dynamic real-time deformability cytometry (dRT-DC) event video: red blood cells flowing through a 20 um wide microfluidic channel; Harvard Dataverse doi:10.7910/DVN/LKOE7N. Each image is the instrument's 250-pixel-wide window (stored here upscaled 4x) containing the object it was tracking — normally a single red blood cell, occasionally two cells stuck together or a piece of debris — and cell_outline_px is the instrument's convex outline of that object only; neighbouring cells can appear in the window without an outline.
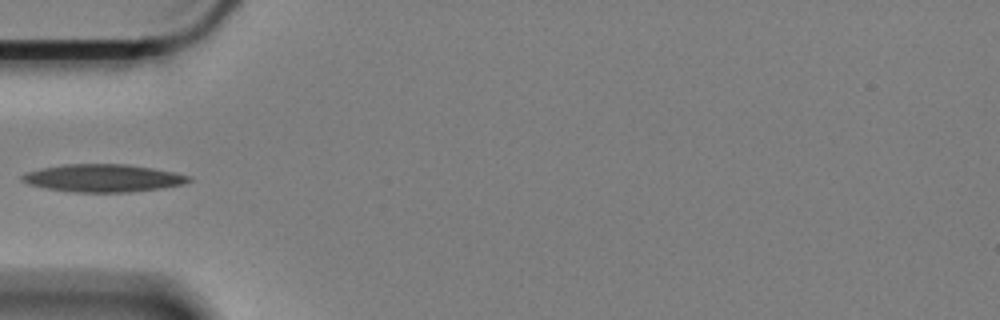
{"species": "Egyptian fruit bat (a non-hibernating species)", "species_latin": "Rousettus aegyptiacus", "temperature_condition": "cold", "stored_images_in_passage": 41, "camera_frame_rate_fps": 3000, "um_per_image_px": 0.085, "animal": {"sex": "female"}, "frame": {"image": 1, "passage_image": 1, "time_ms": 0.0, "image_size_px": [1000, 320], "cell_outline_px": [[192, 180], [184, 184], [160, 188], [128, 192], [76, 192], [44, 188], [28, 184], [20, 180], [20, 176], [28, 172], [44, 168], [68, 164], [128, 164], [152, 168], [172, 172], [188, 176]], "centroid_in_image_um": [8.74, 15.14], "position_along_channel_um": 76.3, "area_um2": 26.59}}
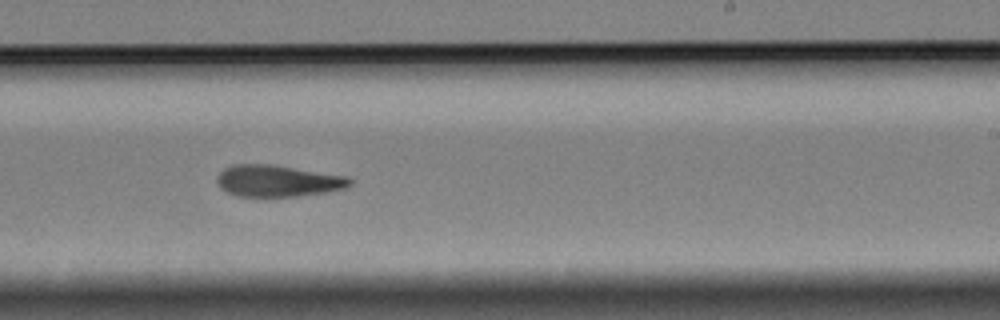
{"frame": {"image": 2, "passage_image": 18, "time_ms": 5.667, "image_size_px": [1000, 320], "cell_outline_px": [[352, 184], [344, 188], [324, 192], [296, 196], [236, 196], [220, 188], [216, 180], [220, 172], [224, 168], [236, 164], [272, 164], [348, 176], [352, 180]], "centroid_in_image_um": [23.6, 15.36], "position_along_channel_um": 265.4, "area_um2": 24.39}}
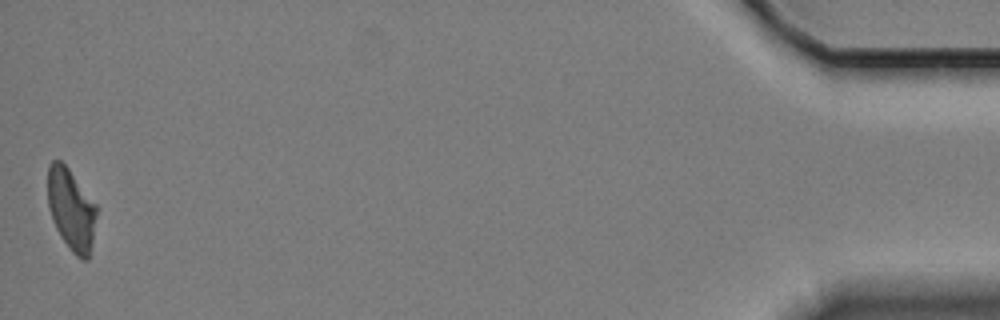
{"frame": {"image": 3, "passage_image": 41, "time_ms": 13.333, "image_size_px": [1000, 320], "cell_outline_px": [[96, 216], [92, 240], [88, 260], [84, 260], [76, 256], [72, 252], [60, 236], [56, 228], [48, 204], [48, 164], [52, 160], [60, 160], [68, 168], [96, 204]], "centroid_in_image_um": [6.04, 17.79], "position_along_channel_um": 429.2, "area_um2": 22.89}}